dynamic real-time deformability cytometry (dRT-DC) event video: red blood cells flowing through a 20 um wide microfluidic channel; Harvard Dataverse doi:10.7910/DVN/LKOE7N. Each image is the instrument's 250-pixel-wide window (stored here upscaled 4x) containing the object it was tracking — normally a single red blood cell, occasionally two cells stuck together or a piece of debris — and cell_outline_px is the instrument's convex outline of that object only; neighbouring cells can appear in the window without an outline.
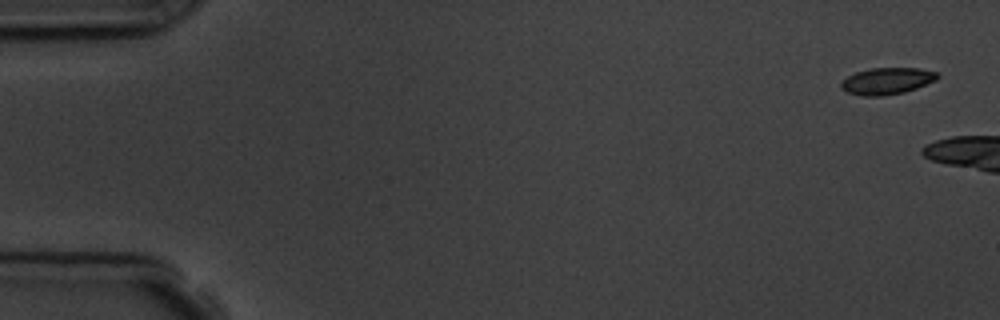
{"species": "common noctule bat (a hibernating species)", "species_latin": "Nyctalus noctula", "temperature_condition": "room temperature", "stored_images_in_passage": 3, "camera_frame_rate_fps": 3000, "um_per_image_px": 0.085, "animal": {"sex": "male", "body_mass_g": 19.5, "forearm_length_mm": 54.6}, "frame": {"image": 1, "passage_image": 1, "time_ms": 0.0, "image_size_px": [1000, 320], "cell_outline_px": [[940, 76], [936, 80], [916, 88], [904, 92], [880, 96], [864, 96], [848, 92], [840, 88], [840, 84], [848, 76], [856, 72], [872, 68], [920, 68], [936, 72]], "centroid_in_image_um": [75.4, 6.88], "position_along_channel_um": 9.6, "area_um2": 14.85}}